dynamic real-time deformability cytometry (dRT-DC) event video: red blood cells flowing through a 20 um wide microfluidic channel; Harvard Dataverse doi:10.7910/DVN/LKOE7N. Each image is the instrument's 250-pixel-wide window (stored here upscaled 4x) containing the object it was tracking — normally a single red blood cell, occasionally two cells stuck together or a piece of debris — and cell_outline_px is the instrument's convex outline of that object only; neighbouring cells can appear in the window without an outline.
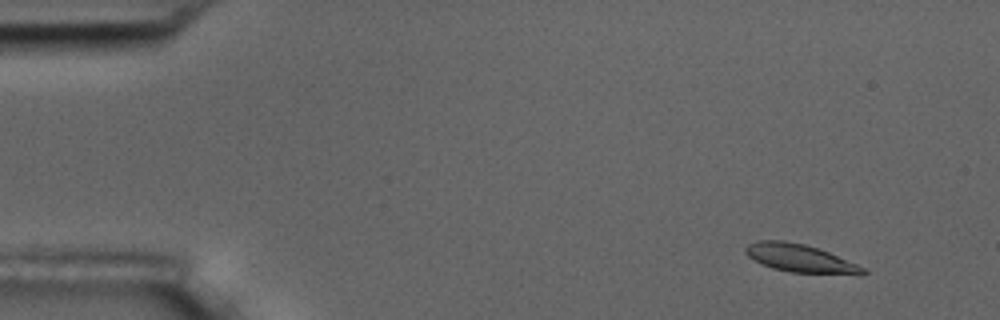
{"species": "common noctule bat (a hibernating species)", "species_latin": "Nyctalus noctula", "temperature_condition": "room temperature", "stored_images_in_passage": 4, "camera_frame_rate_fps": 3000, "um_per_image_px": 0.085, "animal": {"sex": "male", "body_mass_g": 17.5, "forearm_length_mm": 52.3}, "frame": {"image": 1, "passage_image": 1, "time_ms": 0.0, "image_size_px": [1000, 320], "cell_outline_px": [[868, 272], [864, 276], [860, 276], [792, 272], [772, 268], [748, 256], [744, 252], [744, 248], [748, 244], [756, 240], [784, 240], [804, 244], [828, 252], [868, 268]], "centroid_in_image_um": [68.11, 21.98], "position_along_channel_um": 16.9, "area_um2": 19.54}}